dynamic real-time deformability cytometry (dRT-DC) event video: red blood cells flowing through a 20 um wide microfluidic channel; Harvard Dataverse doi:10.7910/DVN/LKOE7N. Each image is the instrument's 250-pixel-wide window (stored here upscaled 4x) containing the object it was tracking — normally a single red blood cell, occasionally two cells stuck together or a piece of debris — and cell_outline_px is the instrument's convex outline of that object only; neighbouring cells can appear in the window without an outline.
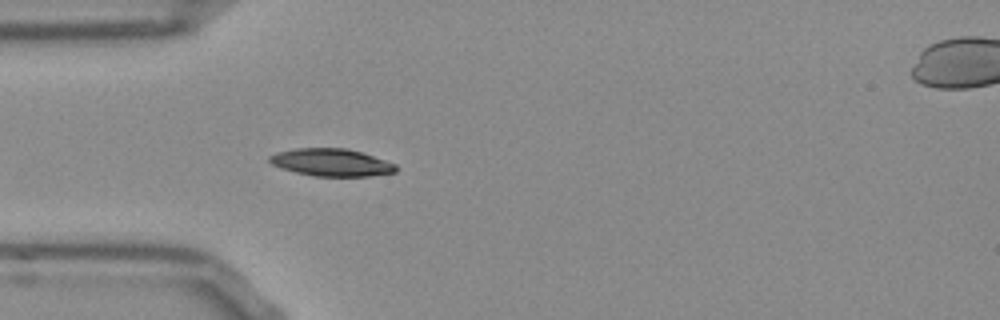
{"species": "Egyptian fruit bat (a non-hibernating species)", "species_latin": "Rousettus aegyptiacus", "temperature_condition": "room temperature", "stored_images_in_passage": 39, "camera_frame_rate_fps": 3000, "um_per_image_px": 0.085, "frame": {"image": 1, "passage_image": 1, "time_ms": 0.0, "image_size_px": [1000, 320], "cell_outline_px": [[396, 172], [368, 176], [316, 176], [296, 172], [280, 168], [272, 164], [268, 160], [268, 156], [276, 152], [296, 148], [348, 148], [396, 164]], "centroid_in_image_um": [28.12, 13.8], "position_along_channel_um": 56.9, "area_um2": 20.11}}
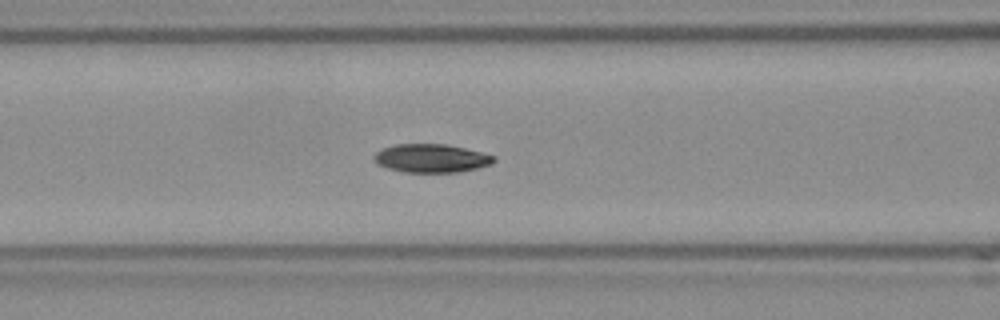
{"frame": {"image": 2, "passage_image": 7, "time_ms": 2.0, "image_size_px": [1000, 320], "cell_outline_px": [[496, 160], [492, 164], [476, 168], [456, 172], [404, 172], [388, 168], [380, 164], [372, 156], [376, 152], [384, 148], [396, 144], [448, 144], [496, 156]], "centroid_in_image_um": [36.69, 13.44], "position_along_channel_um": 129.9, "area_um2": 19.65}}
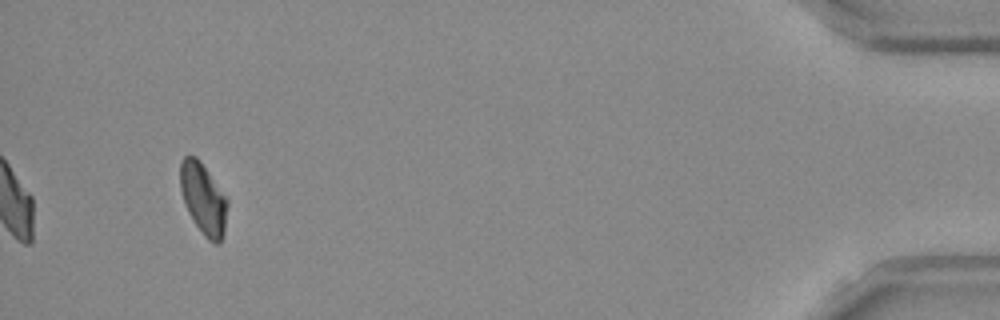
{"frame": {"image": 3, "passage_image": 36, "time_ms": 11.667, "image_size_px": [1000, 320], "cell_outline_px": [[228, 204], [224, 232], [220, 244], [216, 244], [208, 240], [204, 236], [188, 212], [184, 204], [180, 188], [180, 160], [184, 156], [196, 156], [200, 160], [228, 200]], "centroid_in_image_um": [17.27, 16.89], "position_along_channel_um": 417.9, "area_um2": 19.59}, "authors_computed_cell_mechanics": {"area_um2": 19.9988, "velocity_mm_per_s": 3.7913, "shape_relaxation_time_tau1_ms": 4.2632, "shape_relaxation_time_tau2_ms": 10.8236, "deformation_change_tau1": 0.1236, "deformation_change_tau2": 0.118}}